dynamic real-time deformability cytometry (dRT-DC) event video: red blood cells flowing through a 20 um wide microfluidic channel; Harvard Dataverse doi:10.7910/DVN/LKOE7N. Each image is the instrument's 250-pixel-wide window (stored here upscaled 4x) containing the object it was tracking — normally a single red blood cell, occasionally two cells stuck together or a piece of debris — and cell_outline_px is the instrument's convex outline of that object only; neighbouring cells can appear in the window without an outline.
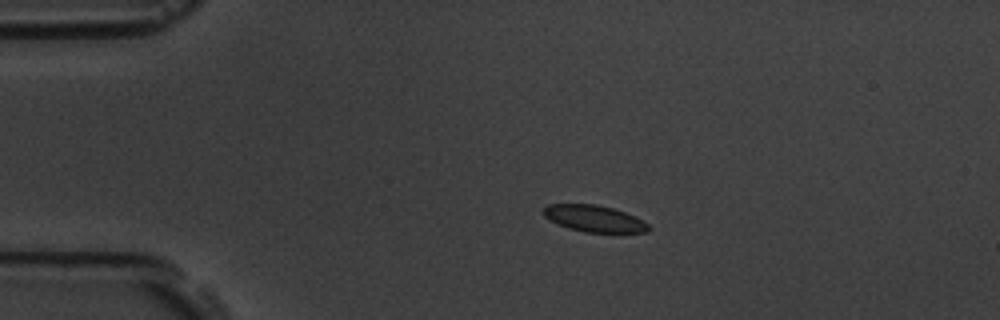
{"species": "common noctule bat (a hibernating species)", "species_latin": "Nyctalus noctula", "temperature_condition": "room temperature", "stored_images_in_passage": 15, "camera_frame_rate_fps": 3000, "um_per_image_px": 0.085, "animal": {"sex": "male", "body_mass_g": 19.5, "forearm_length_mm": 54.6}, "frame": {"image": 1, "passage_image": 3, "time_ms": 2.333, "image_size_px": [1000, 320], "cell_outline_px": [[652, 228], [648, 232], [584, 232], [568, 228], [556, 224], [548, 220], [540, 212], [548, 204], [596, 204], [612, 208], [624, 212], [648, 224]], "centroid_in_image_um": [50.43, 18.58], "position_along_channel_um": 34.6, "area_um2": 16.3}}
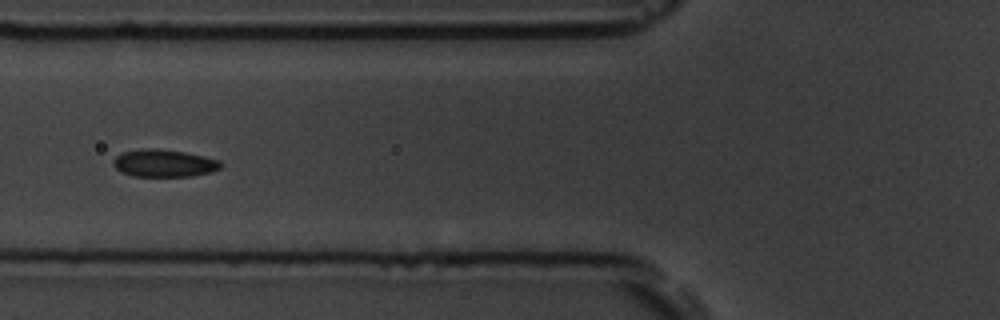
{"frame": {"image": 2, "passage_image": 6, "time_ms": 5.667, "image_size_px": [1000, 320], "cell_outline_px": [[224, 164], [220, 168], [212, 172], [192, 176], [132, 176], [120, 172], [112, 164], [112, 160], [120, 152], [140, 148], [156, 148], [184, 152], [204, 156], [220, 160]], "centroid_in_image_um": [13.92, 13.86], "position_along_channel_um": 111.9, "area_um2": 17.51}}
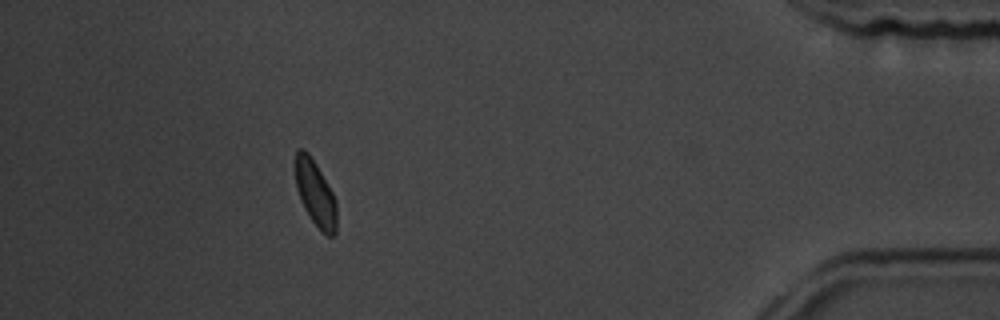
{"frame": {"image": 3, "passage_image": 14, "time_ms": 15.333, "image_size_px": [1000, 320], "cell_outline_px": [[336, 232], [332, 236], [328, 236], [312, 220], [304, 208], [300, 200], [296, 188], [296, 152], [300, 148], [304, 148], [308, 152], [316, 164], [332, 192], [336, 200]], "centroid_in_image_um": [26.8, 16.42], "position_along_channel_um": 408.4, "area_um2": 15.49}, "authors_computed_cell_mechanics": {"area_um2": 16.7042, "velocity_mm_per_s": 3.6261, "shape_relaxation_time_tau1_ms": 1.4785, "shape_relaxation_time_tau2_ms": null, "deformation_change_tau1": 0.0508, "deformation_change_tau2": null}}